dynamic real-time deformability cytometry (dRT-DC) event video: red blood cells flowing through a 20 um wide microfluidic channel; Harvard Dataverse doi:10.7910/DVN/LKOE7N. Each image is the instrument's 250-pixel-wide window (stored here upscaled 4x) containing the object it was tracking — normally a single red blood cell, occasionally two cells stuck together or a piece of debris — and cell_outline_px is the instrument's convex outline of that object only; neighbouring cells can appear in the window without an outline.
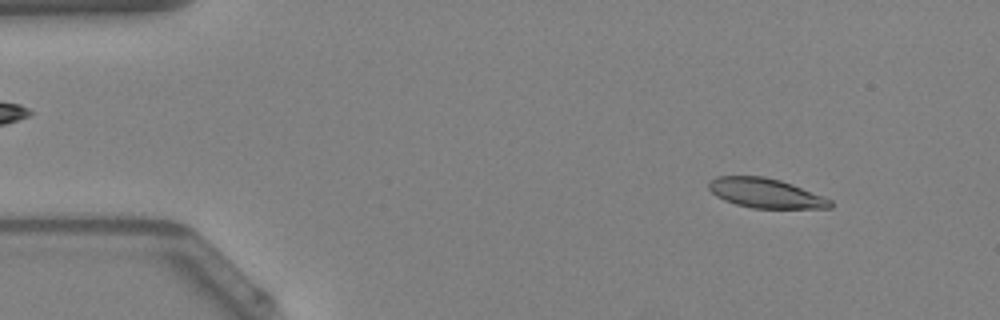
{"species": "Egyptian fruit bat (a non-hibernating species)", "species_latin": "Rousettus aegyptiacus", "temperature_condition": "warm", "stored_images_in_passage": 51, "camera_frame_rate_fps": 3000, "um_per_image_px": 0.085, "animal": {"sex": "female"}, "frame": {"image": 1, "passage_image": 6, "time_ms": 1.667, "image_size_px": [1000, 320], "cell_outline_px": [[832, 208], [752, 208], [736, 204], [724, 200], [716, 196], [708, 188], [708, 184], [716, 176], [764, 176], [780, 180], [792, 184], [832, 200]], "centroid_in_image_um": [65.06, 16.42], "position_along_channel_um": 19.9, "area_um2": 20.81}}
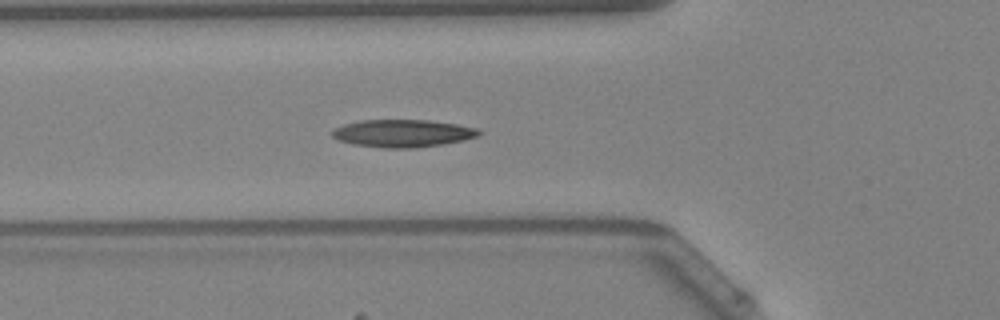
{"frame": {"image": 2, "passage_image": 18, "time_ms": 5.667, "image_size_px": [1000, 320], "cell_outline_px": [[484, 132], [480, 136], [464, 140], [416, 148], [384, 148], [352, 144], [340, 140], [332, 136], [332, 128], [344, 124], [360, 120], [428, 120], [456, 124], [476, 128]], "centroid_in_image_um": [34.24, 11.33], "position_along_channel_um": 91.6, "area_um2": 23.64}, "authors_computed_cell_mechanics": {"area_um2": 22.1952, "velocity_mm_per_s": 4.0961, "shape_relaxation_time_tau1_ms": 4.1139, "shape_relaxation_time_tau2_ms": 2.778, "deformation_change_tau1": 0.1788, "deformation_change_tau2": 0.1116}}